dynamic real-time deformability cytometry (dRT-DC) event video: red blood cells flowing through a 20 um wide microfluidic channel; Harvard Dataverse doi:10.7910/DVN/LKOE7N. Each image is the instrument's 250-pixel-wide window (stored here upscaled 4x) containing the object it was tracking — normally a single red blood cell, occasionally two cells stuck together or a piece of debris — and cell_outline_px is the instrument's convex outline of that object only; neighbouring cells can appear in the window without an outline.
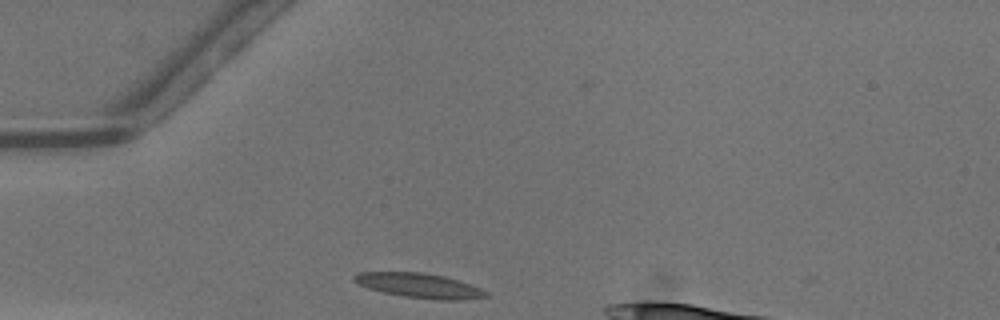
{"species": "common noctule bat (a hibernating species)", "species_latin": "Nyctalus noctula", "temperature_condition": "warm", "stored_images_in_passage": 25, "camera_frame_rate_fps": 3000, "um_per_image_px": 0.085, "animal": {"sex": "male", "body_mass_g": 13.3}, "frame": {"image": 1, "passage_image": 1, "time_ms": 0.0, "image_size_px": [1000, 320], "cell_outline_px": [[488, 296], [464, 300], [436, 300], [404, 296], [384, 292], [368, 288], [352, 280], [352, 276], [360, 272], [420, 272], [444, 276], [480, 288], [488, 292]], "centroid_in_image_um": [35.63, 24.27], "position_along_channel_um": 49.4, "area_um2": 18.73}}
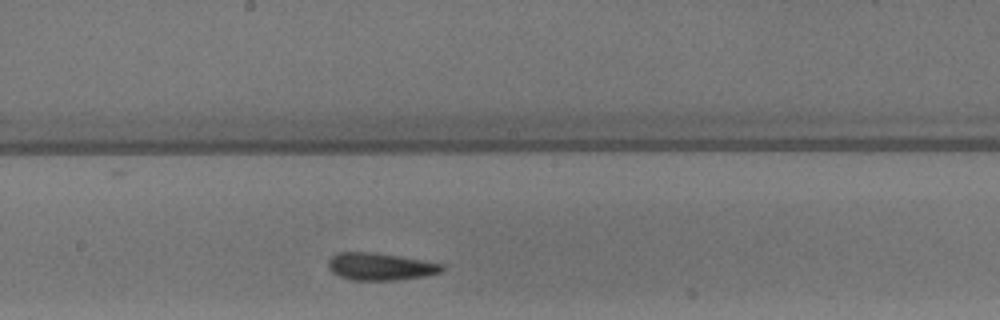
{"frame": {"image": 2, "passage_image": 14, "time_ms": 4.333, "image_size_px": [1000, 320], "cell_outline_px": [[444, 268], [440, 272], [424, 276], [396, 280], [352, 280], [340, 276], [332, 272], [328, 268], [328, 260], [336, 252], [376, 252], [400, 256], [444, 264]], "centroid_in_image_um": [32.3, 22.65], "position_along_channel_um": 215.9, "area_um2": 18.15}}
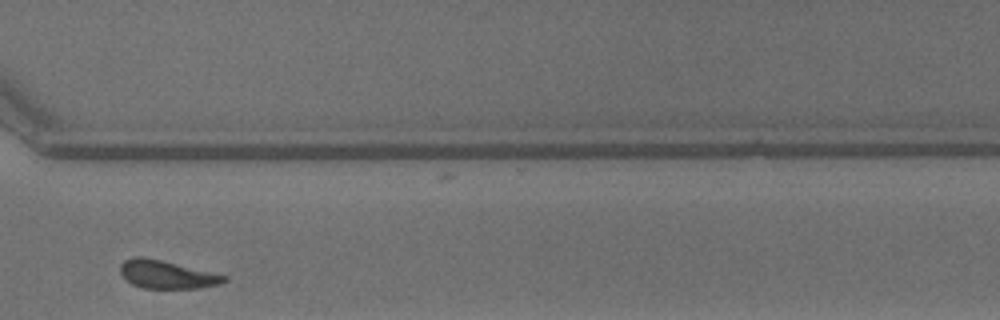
{"frame": {"image": 3, "passage_image": 24, "time_ms": 7.667, "image_size_px": [1000, 320], "cell_outline_px": [[228, 280], [220, 284], [200, 288], [144, 288], [132, 284], [124, 280], [120, 272], [120, 264], [124, 260], [132, 256], [144, 256], [228, 276]], "centroid_in_image_um": [14.14, 23.33], "position_along_channel_um": 356.5, "area_um2": 17.11}, "authors_computed_cell_mechanics": {"area_um2": 17.6868, "velocity_mm_per_s": 4.222, "shape_relaxation_time_tau1_ms": 2.6151, "shape_relaxation_time_tau2_ms": 4.8228, "deformation_change_tau1": 0.1491, "deformation_change_tau2": 0.1588}}